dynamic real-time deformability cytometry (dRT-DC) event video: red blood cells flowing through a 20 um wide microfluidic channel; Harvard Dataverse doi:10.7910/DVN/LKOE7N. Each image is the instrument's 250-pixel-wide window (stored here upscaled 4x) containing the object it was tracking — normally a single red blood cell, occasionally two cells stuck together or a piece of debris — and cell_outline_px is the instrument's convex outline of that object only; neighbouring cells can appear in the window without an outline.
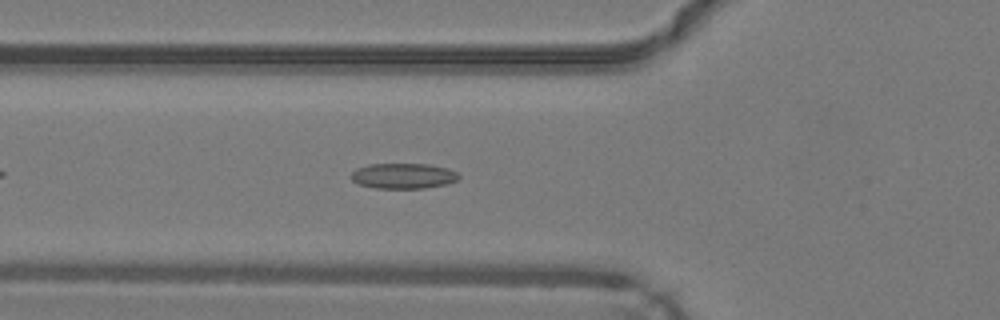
{"species": "common noctule bat (a hibernating species)", "species_latin": "Nyctalus noctula", "temperature_condition": "warm", "stored_images_in_passage": 38, "camera_frame_rate_fps": 3000, "um_per_image_px": 0.085, "animal": {"sex": "male", "body_mass_g": 19.2, "forearm_length_mm": 51.8}, "frame": {"image": 1, "passage_image": 7, "time_ms": 2.0, "image_size_px": [1000, 320], "cell_outline_px": [[460, 176], [456, 180], [444, 184], [424, 188], [376, 188], [360, 184], [352, 180], [352, 172], [356, 168], [368, 164], [428, 164], [448, 168], [456, 172]], "centroid_in_image_um": [34.27, 14.94], "position_along_channel_um": 91.5, "area_um2": 15.78}}
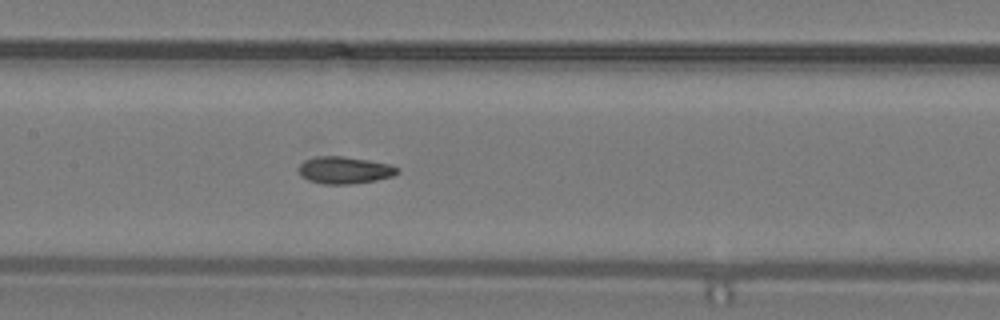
{"frame": {"image": 2, "passage_image": 13, "time_ms": 4.0, "image_size_px": [1000, 320], "cell_outline_px": [[400, 172], [392, 176], [376, 180], [352, 184], [324, 184], [308, 180], [300, 172], [300, 164], [304, 160], [316, 156], [344, 156], [368, 160], [388, 164], [400, 168]], "centroid_in_image_um": [29.32, 14.46], "position_along_channel_um": 178.1, "area_um2": 15.49}}
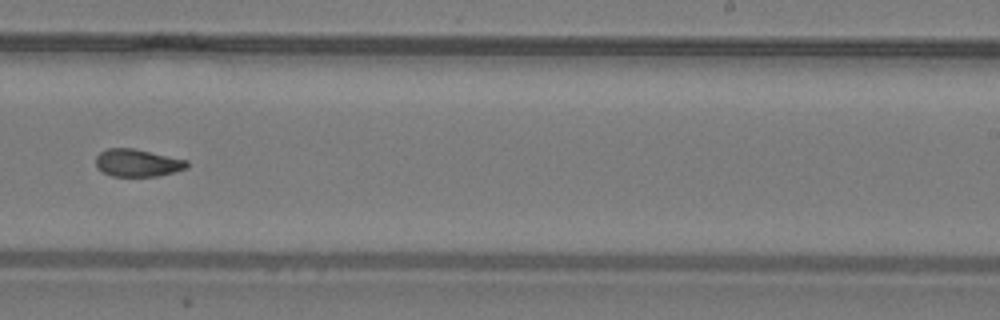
{"frame": {"image": 3, "passage_image": 20, "time_ms": 6.333, "image_size_px": [1000, 320], "cell_outline_px": [[188, 168], [176, 172], [156, 176], [112, 176], [96, 168], [96, 156], [100, 152], [108, 148], [132, 148], [188, 160]], "centroid_in_image_um": [11.7, 13.85], "position_along_channel_um": 277.3, "area_um2": 14.62}, "authors_computed_cell_mechanics": {"area_um2": 15.0858, "velocity_mm_per_s": 4.2871, "shape_relaxation_time_tau1_ms": null, "shape_relaxation_time_tau2_ms": 3.549, "deformation_change_tau1": null, "deformation_change_tau2": 0.0755}}